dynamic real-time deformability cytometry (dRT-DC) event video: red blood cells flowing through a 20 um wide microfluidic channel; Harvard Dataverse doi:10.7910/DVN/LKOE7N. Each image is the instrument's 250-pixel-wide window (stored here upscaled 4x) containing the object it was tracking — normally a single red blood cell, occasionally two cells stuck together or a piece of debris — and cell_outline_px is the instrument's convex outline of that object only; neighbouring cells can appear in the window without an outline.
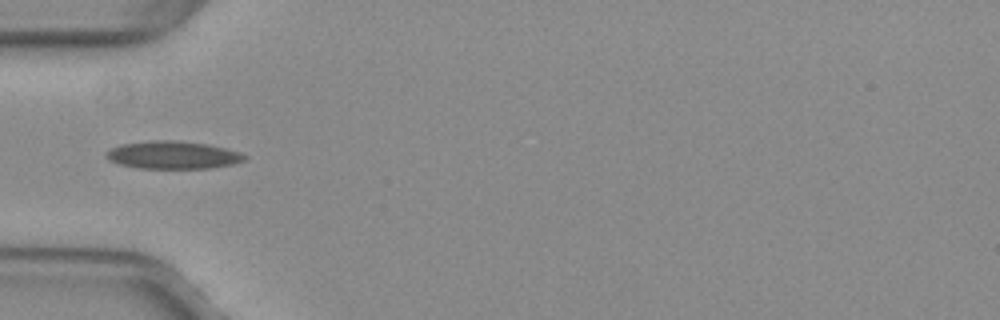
{"species": "common noctule bat (a hibernating species)", "species_latin": "Nyctalus noctula", "temperature_condition": "warm", "stored_images_in_passage": 35, "camera_frame_rate_fps": 3000, "um_per_image_px": 0.085, "animal": {"sex": "female", "body_mass_g": 29.2, "forearm_length_mm": 56.3}, "frame": {"image": 1, "passage_image": 1, "time_ms": 0.0, "image_size_px": [1000, 320], "cell_outline_px": [[248, 156], [244, 160], [232, 164], [208, 168], [140, 168], [120, 164], [108, 160], [104, 152], [120, 144], [152, 140], [180, 140], [208, 144], [240, 152]], "centroid_in_image_um": [14.68, 13.16], "position_along_channel_um": 70.3, "area_um2": 22.37}}
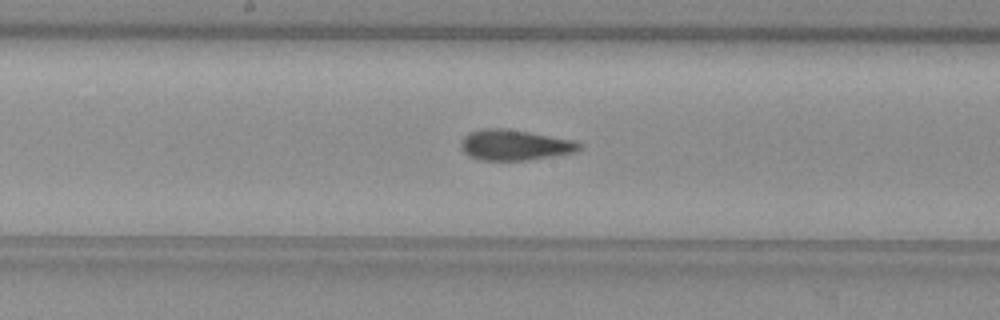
{"frame": {"image": 2, "passage_image": 11, "time_ms": 3.333, "image_size_px": [1000, 320], "cell_outline_px": [[584, 144], [576, 152], [552, 156], [524, 160], [480, 160], [468, 156], [460, 148], [460, 140], [468, 132], [480, 128], [508, 128], [576, 140]], "centroid_in_image_um": [43.73, 12.31], "position_along_channel_um": 204.5, "area_um2": 21.5}}
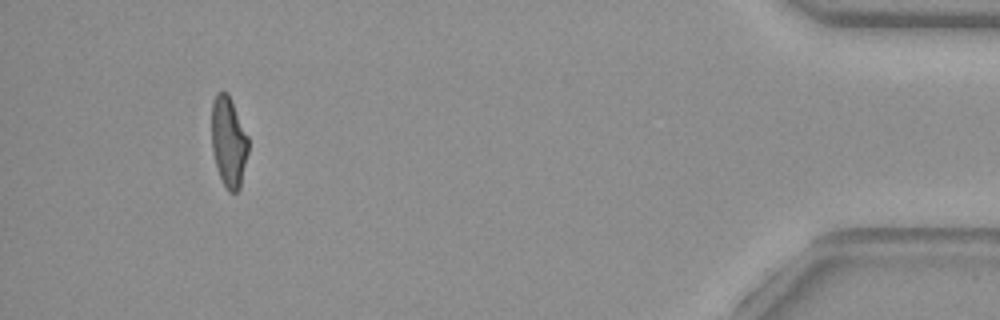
{"frame": {"image": 3, "passage_image": 32, "time_ms": 10.333, "image_size_px": [1000, 320], "cell_outline_px": [[248, 152], [240, 188], [236, 192], [228, 192], [216, 168], [212, 148], [212, 100], [216, 92], [228, 92], [248, 136]], "centroid_in_image_um": [19.43, 12.04], "position_along_channel_um": 415.8, "area_um2": 19.36}, "authors_computed_cell_mechanics": {"area_um2": 20.519, "velocity_mm_per_s": 4.0076, "shape_relaxation_time_tau1_ms": 8.4924, "shape_relaxation_time_tau2_ms": 1.6092, "deformation_change_tau1": 0.2449, "deformation_change_tau2": 0.0756}}